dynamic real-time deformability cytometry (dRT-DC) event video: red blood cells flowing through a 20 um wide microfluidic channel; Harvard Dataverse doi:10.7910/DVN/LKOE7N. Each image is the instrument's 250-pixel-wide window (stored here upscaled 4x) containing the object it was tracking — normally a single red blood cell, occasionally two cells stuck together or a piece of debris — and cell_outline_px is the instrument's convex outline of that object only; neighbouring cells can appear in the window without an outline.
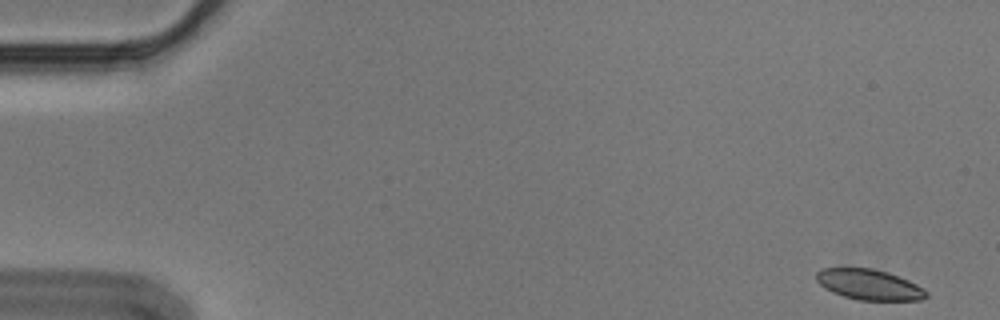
{"species": "Egyptian fruit bat (a non-hibernating species)", "species_latin": "Rousettus aegyptiacus", "temperature_condition": "cold", "stored_images_in_passage": 5, "camera_frame_rate_fps": 3000, "um_per_image_px": 0.085, "animal": {"sex": "male"}, "frame": {"image": 1, "passage_image": 1, "time_ms": 0.0, "image_size_px": [1000, 320], "cell_outline_px": [[928, 296], [920, 300], [860, 300], [844, 296], [832, 292], [824, 288], [816, 280], [816, 272], [820, 268], [872, 268], [888, 272], [908, 280], [924, 288], [928, 292]], "centroid_in_image_um": [73.87, 24.18], "position_along_channel_um": 11.1, "area_um2": 19.59}}
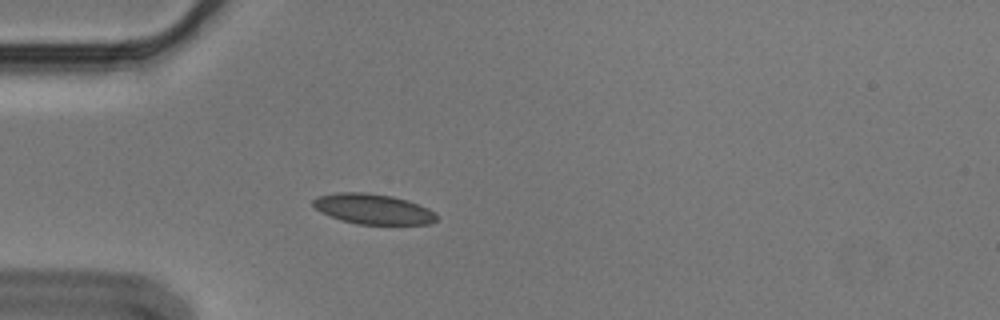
{"frame": {"image": 2, "passage_image": 5, "time_ms": 1.333, "image_size_px": [1000, 320], "cell_outline_px": [[436, 220], [432, 224], [356, 224], [340, 220], [320, 212], [312, 204], [312, 200], [320, 196], [336, 192], [368, 192], [392, 196], [408, 200], [428, 208], [436, 212]], "centroid_in_image_um": [31.71, 17.76], "position_along_channel_um": 53.3, "area_um2": 21.91}}